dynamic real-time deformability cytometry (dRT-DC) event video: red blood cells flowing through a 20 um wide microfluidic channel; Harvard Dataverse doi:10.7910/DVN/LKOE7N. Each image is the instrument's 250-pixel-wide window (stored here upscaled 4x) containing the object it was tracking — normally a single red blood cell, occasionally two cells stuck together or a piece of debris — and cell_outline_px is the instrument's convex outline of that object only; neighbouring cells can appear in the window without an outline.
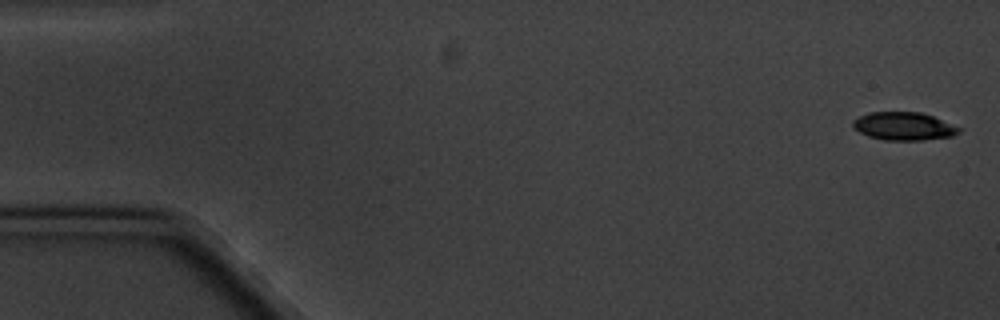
{"species": "common noctule bat (a hibernating species)", "species_latin": "Nyctalus noctula", "temperature_condition": "cold", "stored_images_in_passage": 4, "camera_frame_rate_fps": 3000, "um_per_image_px": 0.085, "animal": {"sex": "male", "body_mass_g": 20.1, "forearm_length_mm": 53.5}, "frame": {"image": 1, "passage_image": 1, "time_ms": 0.0, "image_size_px": [1000, 320], "cell_outline_px": [[964, 128], [960, 132], [952, 136], [924, 140], [884, 140], [868, 136], [852, 128], [852, 120], [868, 112], [920, 112], [932, 116]], "centroid_in_image_um": [76.83, 10.73], "position_along_channel_um": 8.2, "area_um2": 17.51}}